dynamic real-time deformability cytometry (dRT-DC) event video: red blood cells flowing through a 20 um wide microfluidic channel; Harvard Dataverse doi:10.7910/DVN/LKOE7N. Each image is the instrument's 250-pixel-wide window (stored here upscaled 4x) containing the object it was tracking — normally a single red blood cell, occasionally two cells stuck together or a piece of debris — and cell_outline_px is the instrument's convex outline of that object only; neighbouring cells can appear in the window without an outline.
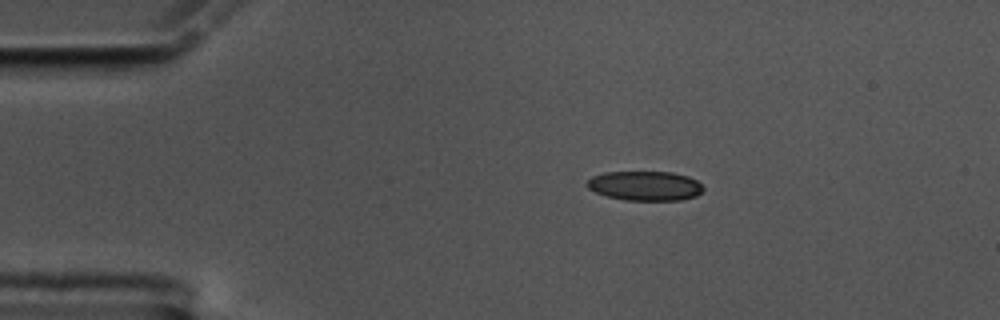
{"species": "common noctule bat (a hibernating species)", "species_latin": "Nyctalus noctula", "temperature_condition": "cold", "stored_images_in_passage": 48, "camera_frame_rate_fps": 3000, "um_per_image_px": 0.085, "animal": {"sex": "male", "body_mass_g": 17.5, "forearm_length_mm": 52.3}, "frame": {"image": 1, "passage_image": 1, "time_ms": 0.0, "image_size_px": [1000, 320], "cell_outline_px": [[704, 188], [696, 196], [680, 200], [624, 200], [608, 196], [596, 192], [588, 188], [584, 184], [592, 176], [604, 172], [672, 172], [688, 176], [696, 180]], "centroid_in_image_um": [54.81, 15.79], "position_along_channel_um": 30.2, "area_um2": 19.94}}
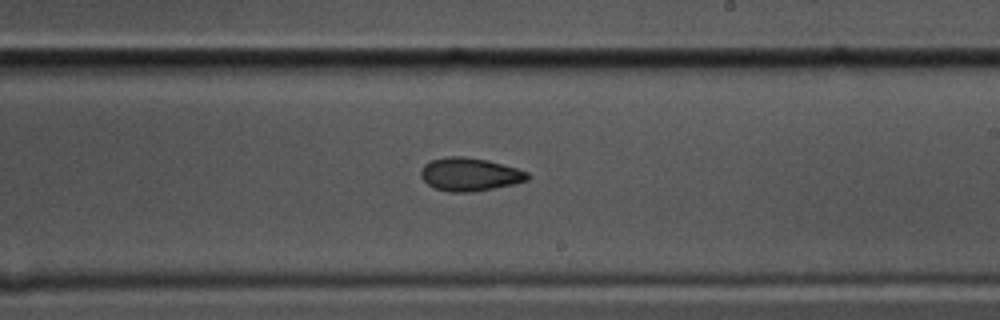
{"frame": {"image": 2, "passage_image": 24, "time_ms": 7.667, "image_size_px": [1000, 320], "cell_outline_px": [[532, 176], [528, 180], [512, 184], [472, 192], [448, 192], [436, 188], [428, 184], [420, 176], [420, 172], [424, 164], [432, 160], [448, 156], [460, 156], [488, 160], [516, 168], [528, 172]], "centroid_in_image_um": [39.93, 14.82], "position_along_channel_um": 249.1, "area_um2": 20.52}}
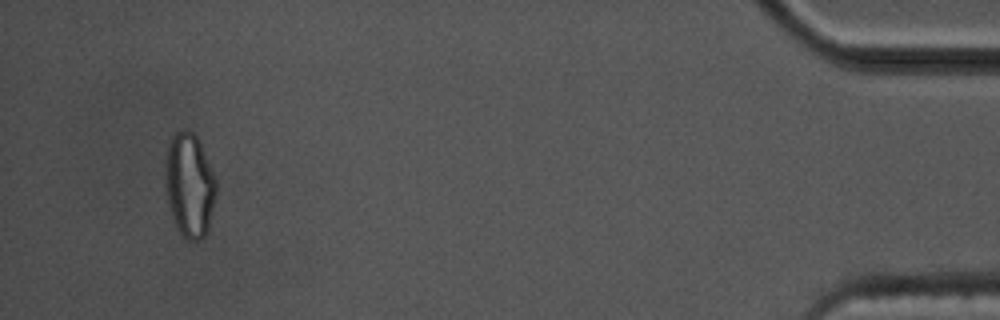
{"frame": {"image": 3, "passage_image": 45, "time_ms": 14.667, "image_size_px": [1000, 320], "cell_outline_px": [[216, 196], [208, 228], [204, 236], [200, 240], [188, 240], [176, 228], [168, 204], [164, 180], [164, 160], [168, 144], [172, 136], [176, 132], [184, 128], [188, 128], [196, 136], [200, 144], [216, 180]], "centroid_in_image_um": [16.07, 15.72], "position_along_channel_um": 419.1, "area_um2": 31.04}, "authors_computed_cell_mechanics": {"area_um2": 20.8658, "velocity_mm_per_s": 3.5, "shape_relaxation_time_tau1_ms": 9.0857, "shape_relaxation_time_tau2_ms": 6.019, "deformation_change_tau1": 0.1724, "deformation_change_tau2": 0.1052}}